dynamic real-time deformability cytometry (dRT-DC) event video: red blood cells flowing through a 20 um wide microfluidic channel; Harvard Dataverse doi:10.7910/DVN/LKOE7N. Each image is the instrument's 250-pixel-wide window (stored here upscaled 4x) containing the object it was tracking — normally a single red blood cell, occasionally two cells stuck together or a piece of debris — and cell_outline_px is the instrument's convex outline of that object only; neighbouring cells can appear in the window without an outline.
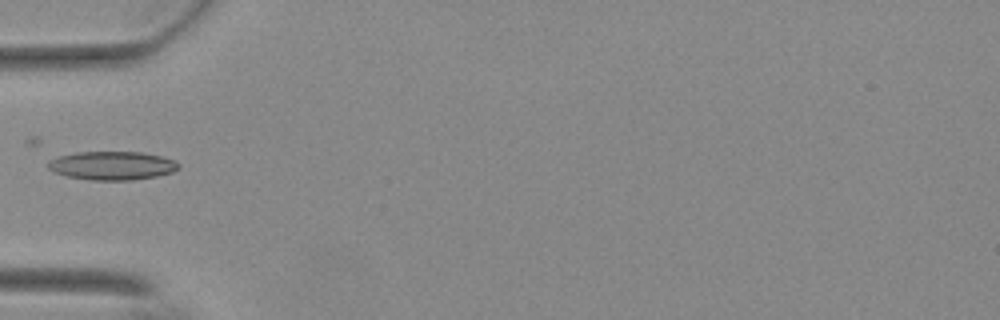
{"species": "Egyptian fruit bat (a non-hibernating species)", "species_latin": "Rousettus aegyptiacus", "temperature_condition": "warm", "stored_images_in_passage": 28, "camera_frame_rate_fps": 3000, "um_per_image_px": 0.085, "animal": {"sex": "female"}, "frame": {"image": 1, "passage_image": 1, "time_ms": 0.0, "image_size_px": [1000, 320], "cell_outline_px": [[180, 168], [172, 172], [156, 176], [132, 180], [92, 180], [68, 176], [56, 172], [48, 168], [48, 160], [60, 156], [76, 152], [140, 152], [164, 156], [176, 160], [180, 164]], "centroid_in_image_um": [9.59, 14.07], "position_along_channel_um": 75.4, "area_um2": 21.73}}
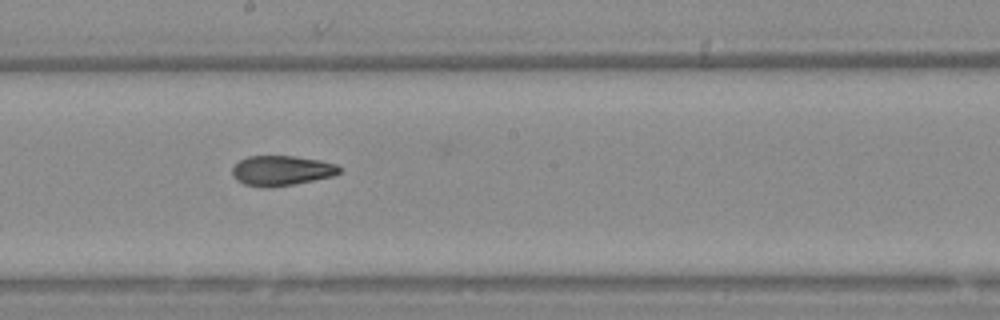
{"frame": {"image": 2, "passage_image": 13, "time_ms": 4.0, "image_size_px": [1000, 320], "cell_outline_px": [[340, 172], [332, 176], [272, 188], [260, 188], [244, 184], [236, 180], [232, 176], [232, 168], [240, 160], [248, 156], [292, 156], [320, 160], [336, 164], [340, 168]], "centroid_in_image_um": [23.88, 14.51], "position_along_channel_um": 224.3, "area_um2": 18.73}}
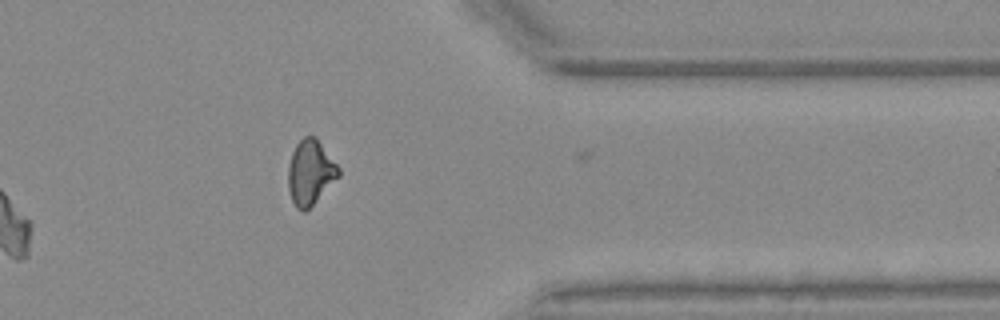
{"frame": {"image": 3, "passage_image": 27, "time_ms": 8.667, "image_size_px": [1000, 320], "cell_outline_px": [[340, 176], [304, 212], [300, 212], [296, 208], [292, 200], [288, 188], [288, 164], [292, 152], [296, 144], [304, 136], [316, 136], [340, 168]], "centroid_in_image_um": [26.37, 14.64], "position_along_channel_um": 385.0, "area_um2": 19.07}}